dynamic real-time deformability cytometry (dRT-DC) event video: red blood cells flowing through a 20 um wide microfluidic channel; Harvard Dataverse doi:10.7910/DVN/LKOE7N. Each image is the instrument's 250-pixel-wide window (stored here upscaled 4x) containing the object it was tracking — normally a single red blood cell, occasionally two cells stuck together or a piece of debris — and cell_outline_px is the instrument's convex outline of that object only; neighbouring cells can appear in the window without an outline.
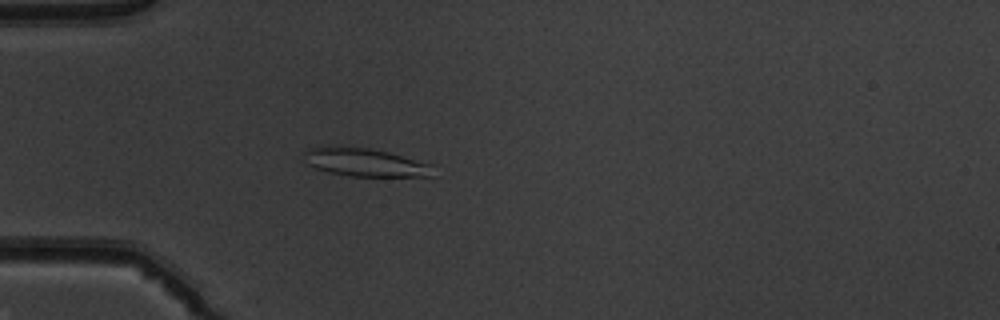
{"species": "common noctule bat (a hibernating species)", "species_latin": "Nyctalus noctula", "temperature_condition": "warm", "stored_images_in_passage": 52, "camera_frame_rate_fps": 3000, "um_per_image_px": 0.085, "animal": {"sex": "male", "body_mass_g": 19.5, "forearm_length_mm": 54.6}, "frame": {"image": 1, "passage_image": 16, "time_ms": 5.0, "image_size_px": [1000, 320], "cell_outline_px": [[432, 176], [352, 176], [328, 172], [316, 168], [308, 164], [304, 152], [304, 148], [336, 144], [368, 148], [388, 152], [432, 164]], "centroid_in_image_um": [30.96, 13.76], "position_along_channel_um": 54.0, "area_um2": 21.39}}
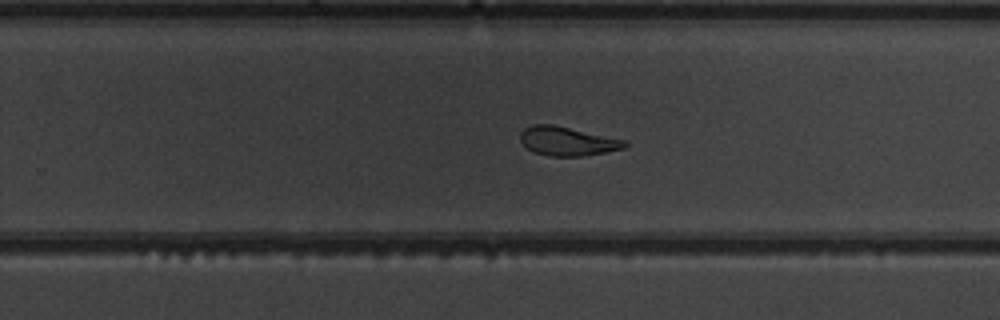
{"frame": {"image": 2, "passage_image": 34, "time_ms": 11.0, "image_size_px": [1000, 320], "cell_outline_px": [[628, 144], [624, 148], [584, 156], [548, 156], [532, 152], [520, 140], [520, 132], [524, 128], [532, 124], [552, 124], [624, 140]], "centroid_in_image_um": [48.17, 12.0], "position_along_channel_um": 281.6, "area_um2": 17.46}}
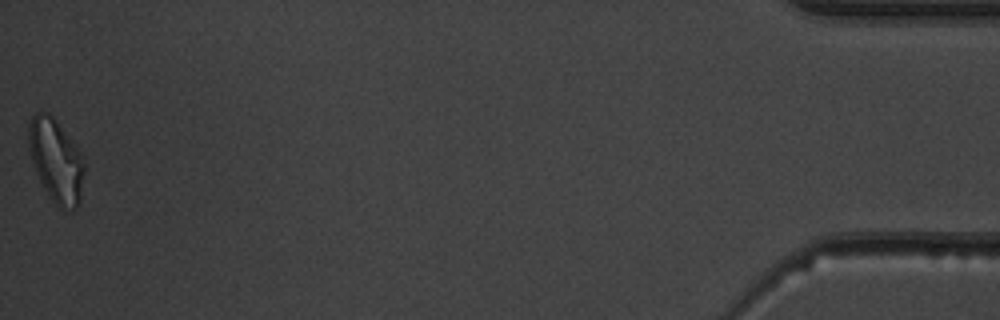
{"frame": {"image": 3, "passage_image": 52, "time_ms": 17.0, "image_size_px": [1000, 320], "cell_outline_px": [[84, 172], [80, 204], [72, 212], [60, 208], [48, 196], [36, 172], [28, 148], [28, 124], [32, 116], [36, 112], [48, 112], [56, 120], [84, 156]], "centroid_in_image_um": [4.77, 13.67], "position_along_channel_um": 430.4, "area_um2": 27.28}, "authors_computed_cell_mechanics": {"area_um2": 19.8254, "velocity_mm_per_s": 3.9843, "shape_relaxation_time_tau1_ms": null, "shape_relaxation_time_tau2_ms": 2.7832, "deformation_change_tau1": null, "deformation_change_tau2": 0.0956}}